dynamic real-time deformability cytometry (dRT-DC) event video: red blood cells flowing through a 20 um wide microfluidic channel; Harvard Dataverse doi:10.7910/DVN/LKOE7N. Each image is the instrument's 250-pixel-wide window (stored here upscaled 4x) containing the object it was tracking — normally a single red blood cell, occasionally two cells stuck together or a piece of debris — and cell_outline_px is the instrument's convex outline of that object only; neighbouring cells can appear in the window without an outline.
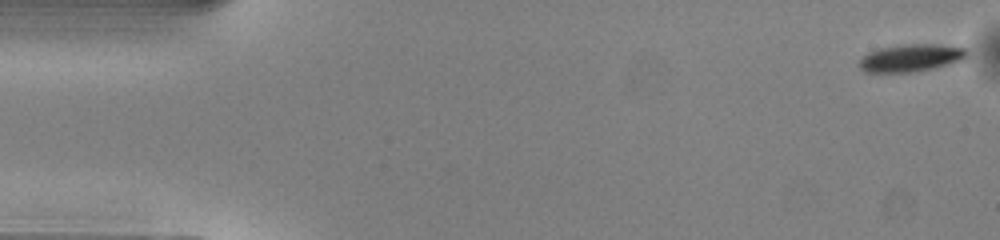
{"species": "common noctule bat (a hibernating species)", "species_latin": "Nyctalus noctula", "temperature_condition": "warm", "stored_images_in_passage": 50, "camera_frame_rate_fps": 3000, "um_per_image_px": 0.085, "animal": {"sex": "male", "body_mass_g": 13.0, "forearm_length_mm": 53.1}, "frame": {"image": 1, "passage_image": 1, "time_ms": 0.0, "image_size_px": [1000, 240], "cell_outline_px": [[968, 56], [964, 60], [932, 68], [912, 72], [864, 72], [856, 64], [868, 52], [880, 48], [904, 44], [936, 44], [964, 48], [968, 52]], "centroid_in_image_um": [77.41, 4.92], "position_along_channel_um": 7.6, "area_um2": 17.22}}
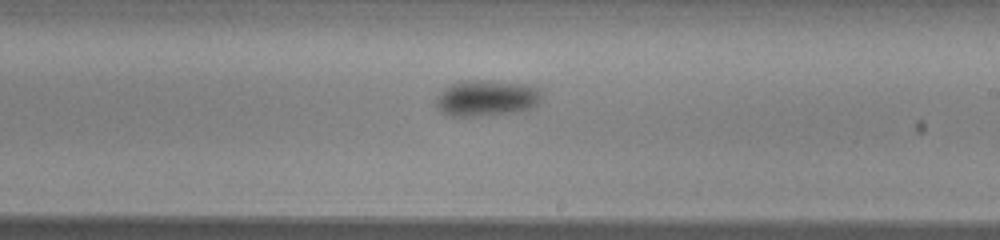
{"frame": {"image": 2, "passage_image": 29, "time_ms": 9.333, "image_size_px": [1000, 240], "cell_outline_px": [[544, 92], [540, 100], [536, 104], [528, 108], [512, 112], [472, 116], [448, 116], [440, 112], [436, 104], [436, 96], [444, 88], [460, 80], [492, 80], [532, 84], [544, 88]], "centroid_in_image_um": [41.38, 8.3], "position_along_channel_um": 247.6, "area_um2": 22.66}}
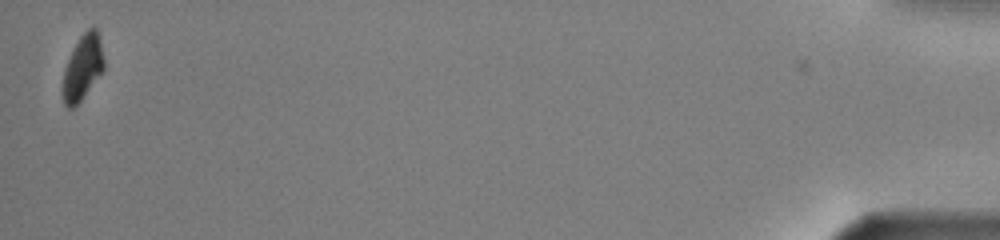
{"frame": {"image": 3, "passage_image": 50, "time_ms": 16.333, "image_size_px": [1000, 240], "cell_outline_px": [[104, 68], [80, 100], [72, 108], [68, 108], [64, 104], [60, 88], [64, 68], [80, 36], [88, 28], [96, 28], [104, 60]], "centroid_in_image_um": [6.97, 5.77], "position_along_channel_um": 428.2, "area_um2": 15.26}, "authors_computed_cell_mechanics": {"area_um2": 19.363, "velocity_mm_per_s": 4.0306, "shape_relaxation_time_tau1_ms": 1.5861, "shape_relaxation_time_tau2_ms": null, "deformation_change_tau1": 0.0843, "deformation_change_tau2": null}}